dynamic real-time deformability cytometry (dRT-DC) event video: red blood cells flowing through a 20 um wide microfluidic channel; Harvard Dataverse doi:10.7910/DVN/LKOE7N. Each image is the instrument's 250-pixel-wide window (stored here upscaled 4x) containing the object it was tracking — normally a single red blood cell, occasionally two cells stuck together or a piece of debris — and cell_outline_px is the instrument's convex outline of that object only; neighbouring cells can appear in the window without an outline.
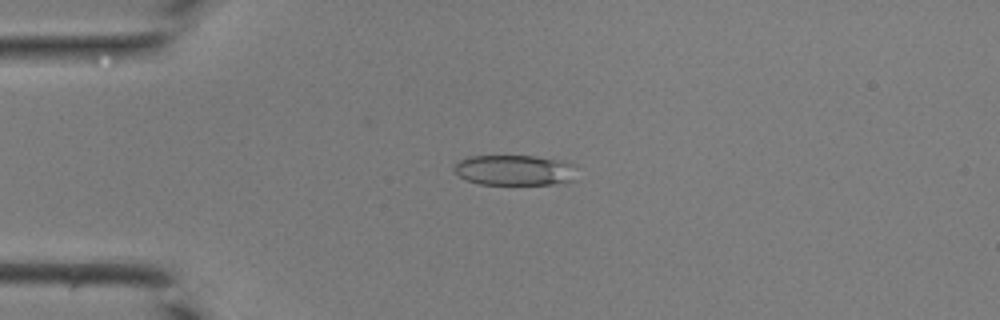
{"species": "common noctule bat (a hibernating species)", "species_latin": "Nyctalus noctula", "temperature_condition": "room temperature", "stored_images_in_passage": 42, "camera_frame_rate_fps": 3000, "um_per_image_px": 0.085, "animal": {"sex": "male", "body_mass_g": 19.0, "forearm_length_mm": 50.8}, "frame": {"image": 1, "passage_image": 11, "time_ms": 3.333, "image_size_px": [1000, 320], "cell_outline_px": [[576, 180], [552, 184], [480, 184], [468, 180], [460, 176], [452, 168], [460, 160], [468, 156], [536, 156], [576, 164]], "centroid_in_image_um": [43.78, 14.46], "position_along_channel_um": 41.2, "area_um2": 21.79}}
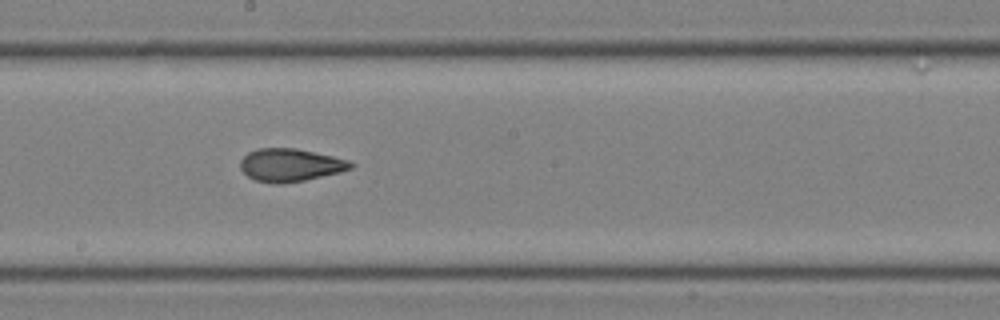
{"frame": {"image": 2, "passage_image": 24, "time_ms": 7.667, "image_size_px": [1000, 320], "cell_outline_px": [[356, 164], [352, 168], [340, 172], [304, 180], [280, 184], [276, 184], [256, 180], [248, 176], [240, 168], [240, 160], [248, 152], [256, 148], [296, 148], [332, 156], [348, 160]], "centroid_in_image_um": [24.67, 14.02], "position_along_channel_um": 223.5, "area_um2": 21.1}}
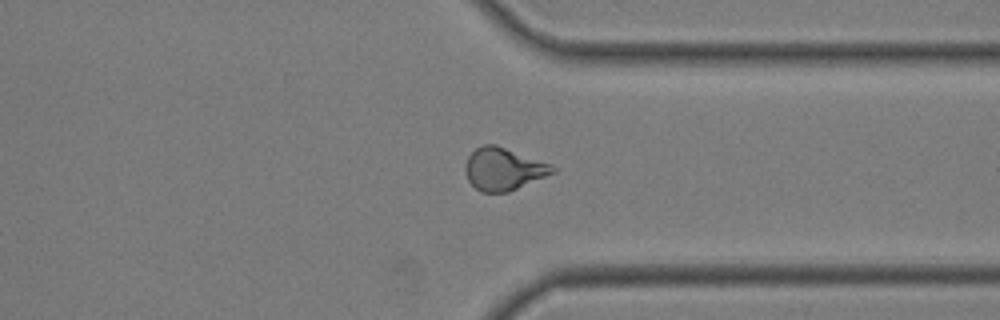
{"frame": {"image": 3, "passage_image": 33, "time_ms": 10.667, "image_size_px": [1000, 320], "cell_outline_px": [[556, 172], [508, 192], [480, 192], [468, 180], [464, 172], [464, 164], [468, 156], [476, 148], [484, 144], [496, 144], [552, 164], [556, 168]], "centroid_in_image_um": [42.79, 14.36], "position_along_channel_um": 368.6, "area_um2": 21.73}}